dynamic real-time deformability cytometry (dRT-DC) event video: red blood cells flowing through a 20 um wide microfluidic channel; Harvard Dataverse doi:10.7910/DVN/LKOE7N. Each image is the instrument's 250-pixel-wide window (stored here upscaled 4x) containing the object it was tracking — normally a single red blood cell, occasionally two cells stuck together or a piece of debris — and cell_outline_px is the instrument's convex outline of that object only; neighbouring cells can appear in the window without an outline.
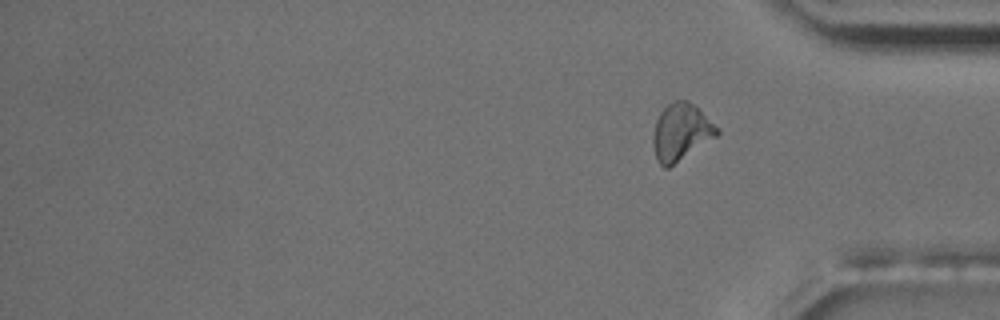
{"species": "common noctule bat (a hibernating species)", "species_latin": "Nyctalus noctula", "temperature_condition": "room temperature", "stored_images_in_passage": 16, "camera_frame_rate_fps": 3000, "um_per_image_px": 0.085, "animal": {"sex": "male", "body_mass_g": 17.5, "forearm_length_mm": 52.3}, "frame": {"image": 1, "passage_image": 16, "time_ms": 19.333, "image_size_px": [1000, 320], "cell_outline_px": [[720, 132], [716, 136], [668, 168], [664, 168], [656, 160], [652, 144], [652, 136], [656, 120], [660, 112], [668, 104], [676, 100], [688, 100], [720, 128]], "centroid_in_image_um": [57.86, 11.23], "position_along_channel_um": 377.3, "area_um2": 21.1}, "authors_computed_cell_mechanics": {"area_um2": 20.6924, "velocity_mm_per_s": 3.6576, "shape_relaxation_time_tau1_ms": 3.6986, "shape_relaxation_time_tau2_ms": null, "deformation_change_tau1": 0.0725, "deformation_change_tau2": null}}